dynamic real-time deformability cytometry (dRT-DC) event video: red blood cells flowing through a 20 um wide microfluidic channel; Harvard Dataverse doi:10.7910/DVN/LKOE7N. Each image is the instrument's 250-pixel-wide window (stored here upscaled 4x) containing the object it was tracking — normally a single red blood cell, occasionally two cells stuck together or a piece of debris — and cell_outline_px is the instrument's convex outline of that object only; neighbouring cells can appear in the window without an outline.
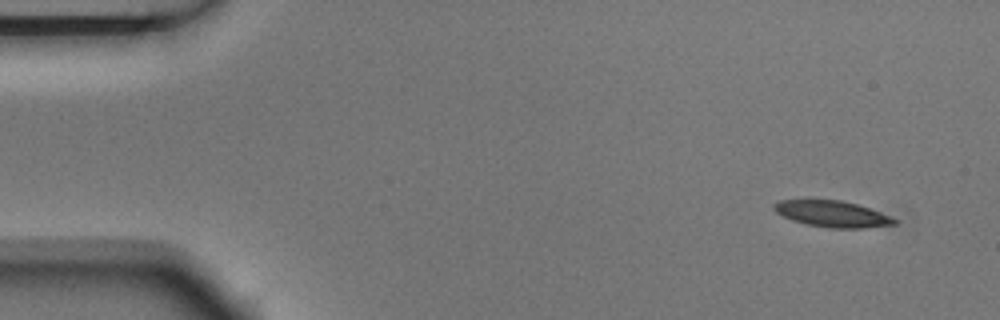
{"species": "Egyptian fruit bat (a non-hibernating species)", "species_latin": "Rousettus aegyptiacus", "temperature_condition": "room temperature", "stored_images_in_passage": 3, "camera_frame_rate_fps": 3000, "um_per_image_px": 0.085, "animal": {"sex": "male"}, "frame": {"image": 1, "passage_image": 1, "time_ms": 0.0, "image_size_px": [1000, 320], "cell_outline_px": [[900, 220], [896, 224], [868, 228], [828, 228], [808, 224], [792, 220], [776, 212], [772, 208], [772, 204], [780, 200], [840, 200], [856, 204], [880, 212]], "centroid_in_image_um": [70.76, 18.19], "position_along_channel_um": 14.2, "area_um2": 18.38}}